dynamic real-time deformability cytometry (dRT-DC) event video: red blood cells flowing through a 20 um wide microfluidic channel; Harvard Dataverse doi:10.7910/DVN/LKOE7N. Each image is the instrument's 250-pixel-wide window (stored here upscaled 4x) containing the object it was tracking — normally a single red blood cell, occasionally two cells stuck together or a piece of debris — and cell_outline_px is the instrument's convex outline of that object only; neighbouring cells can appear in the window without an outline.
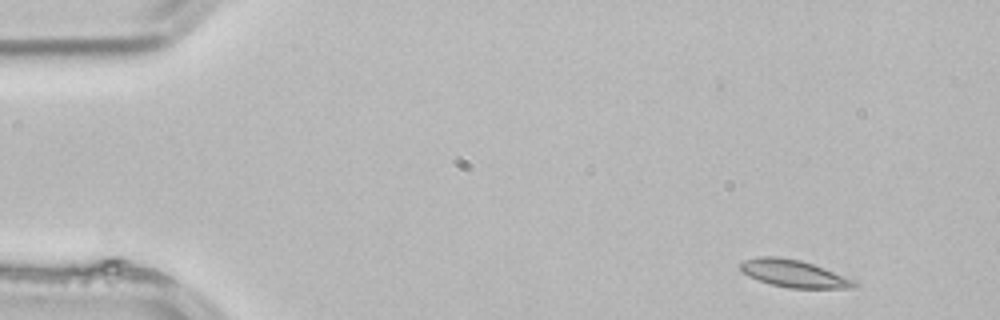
{"species": "common noctule bat (a hibernating species)", "species_latin": "Nyctalus noctula", "temperature_condition": "room temperature", "stored_images_in_passage": 3, "camera_frame_rate_fps": 3000, "um_per_image_px": 0.085, "animal": {"sex": "male", "body_mass_g": 21.5, "forearm_length_mm": 52.0}, "frame": {"image": 1, "passage_image": 1, "time_ms": 0.0, "image_size_px": [1000, 320], "cell_outline_px": [[856, 284], [852, 288], [788, 288], [772, 284], [748, 276], [740, 268], [740, 264], [744, 260], [760, 256], [776, 256], [800, 260], [812, 264], [856, 280]], "centroid_in_image_um": [67.47, 23.25], "position_along_channel_um": 17.5, "area_um2": 17.86}}
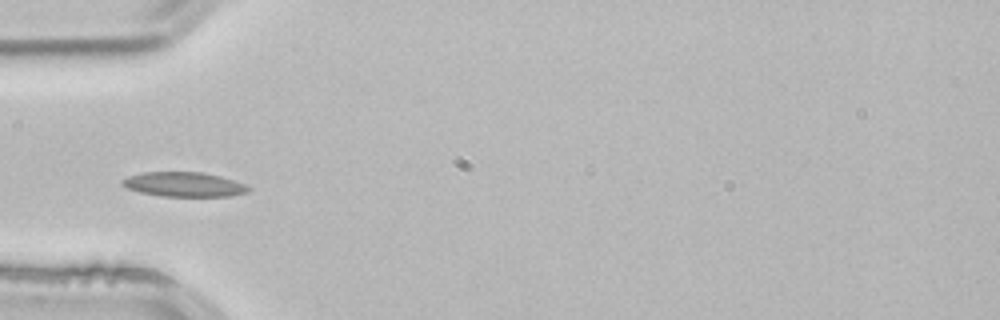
{"frame": {"image": 2, "passage_image": 3, "time_ms": 0.667, "image_size_px": [1000, 320], "cell_outline_px": [[252, 188], [248, 192], [228, 196], [160, 196], [140, 192], [128, 188], [120, 184], [120, 180], [128, 176], [144, 172], [204, 172], [220, 176], [244, 184]], "centroid_in_image_um": [15.61, 15.67], "position_along_channel_um": 69.4, "area_um2": 18.03}}